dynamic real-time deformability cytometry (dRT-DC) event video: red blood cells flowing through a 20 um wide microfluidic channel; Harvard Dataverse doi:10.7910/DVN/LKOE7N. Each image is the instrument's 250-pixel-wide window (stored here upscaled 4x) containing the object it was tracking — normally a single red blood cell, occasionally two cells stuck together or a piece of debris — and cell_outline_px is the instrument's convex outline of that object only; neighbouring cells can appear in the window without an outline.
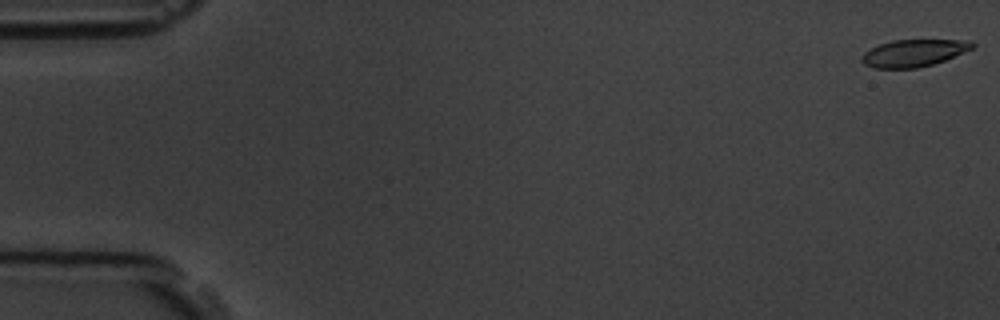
{"species": "common noctule bat (a hibernating species)", "species_latin": "Nyctalus noctula", "temperature_condition": "room temperature", "stored_images_in_passage": 8, "camera_frame_rate_fps": 3000, "um_per_image_px": 0.085, "animal": {"sex": "male", "body_mass_g": 19.5, "forearm_length_mm": 54.6}, "frame": {"image": 1, "passage_image": 1, "time_ms": 0.0, "image_size_px": [1000, 320], "cell_outline_px": [[976, 44], [972, 48], [944, 60], [932, 64], [916, 68], [872, 68], [864, 64], [860, 60], [860, 56], [864, 52], [880, 44], [892, 40], [972, 40]], "centroid_in_image_um": [77.63, 4.5], "position_along_channel_um": 7.4, "area_um2": 17.4}}
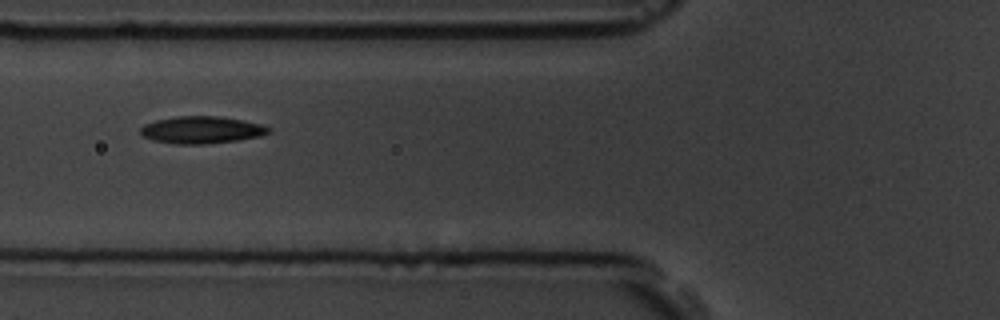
{"frame": {"image": 2, "passage_image": 6, "time_ms": 6.667, "image_size_px": [1000, 320], "cell_outline_px": [[272, 128], [268, 132], [260, 136], [236, 140], [204, 144], [176, 144], [152, 140], [140, 136], [140, 128], [144, 124], [156, 120], [176, 116], [220, 116], [244, 120], [264, 124]], "centroid_in_image_um": [17.12, 11.03], "position_along_channel_um": 108.7, "area_um2": 20.46}}
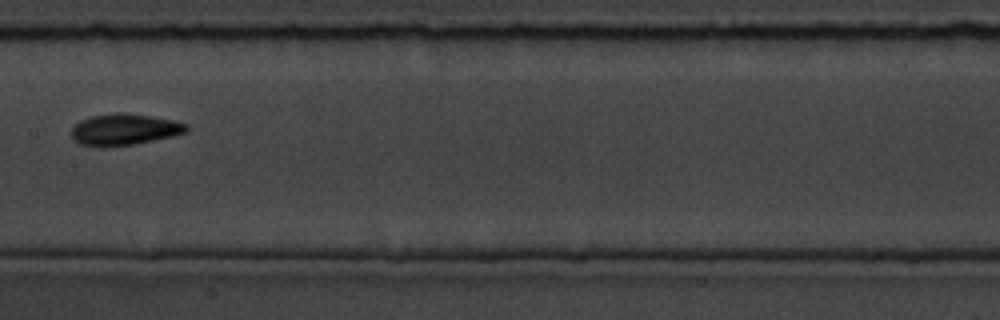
{"frame": {"image": 3, "passage_image": 8, "time_ms": 9.0, "image_size_px": [1000, 320], "cell_outline_px": [[188, 132], [172, 136], [132, 144], [80, 144], [72, 136], [72, 128], [80, 120], [92, 116], [148, 116], [172, 120], [188, 124]], "centroid_in_image_um": [10.64, 11.02], "position_along_channel_um": 196.8, "area_um2": 19.25}}